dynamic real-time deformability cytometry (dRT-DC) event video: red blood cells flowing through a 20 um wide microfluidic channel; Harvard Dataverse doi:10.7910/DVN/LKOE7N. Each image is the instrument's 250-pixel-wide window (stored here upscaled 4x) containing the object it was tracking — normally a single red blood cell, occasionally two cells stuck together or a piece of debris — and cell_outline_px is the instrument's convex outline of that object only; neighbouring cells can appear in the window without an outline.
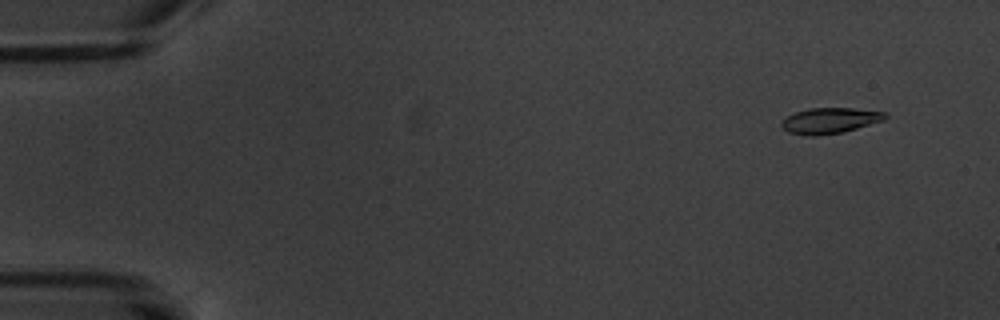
{"species": "common noctule bat (a hibernating species)", "species_latin": "Nyctalus noctula", "temperature_condition": "warm", "stored_images_in_passage": 8, "camera_frame_rate_fps": 3000, "um_per_image_px": 0.085, "animal": {"sex": "male", "body_mass_g": 20.1, "forearm_length_mm": 53.5}, "frame": {"image": 1, "passage_image": 2, "time_ms": 1.0, "image_size_px": [1000, 320], "cell_outline_px": [[888, 116], [884, 120], [844, 132], [816, 136], [808, 136], [788, 132], [780, 124], [780, 120], [796, 112], [808, 108], [852, 108], [884, 112]], "centroid_in_image_um": [70.52, 10.25], "position_along_channel_um": 14.5, "area_um2": 15.55}}
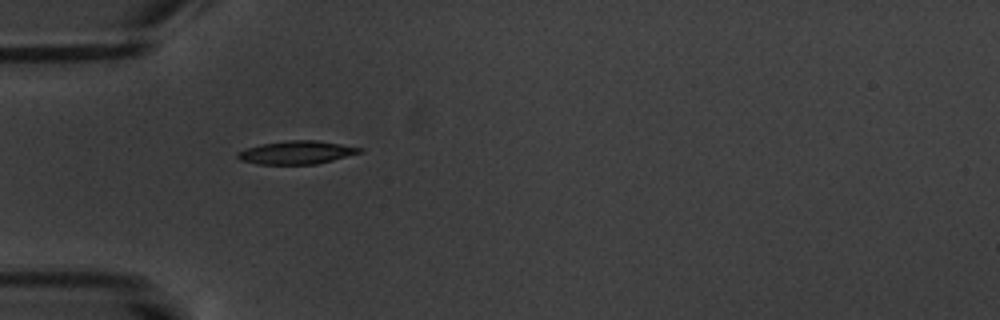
{"frame": {"image": 2, "passage_image": 6, "time_ms": 5.667, "image_size_px": [1000, 320], "cell_outline_px": [[364, 152], [316, 164], [256, 164], [240, 160], [236, 156], [236, 152], [260, 144], [288, 140], [316, 140], [364, 148]], "centroid_in_image_um": [25.21, 12.96], "position_along_channel_um": 59.8, "area_um2": 16.53}}